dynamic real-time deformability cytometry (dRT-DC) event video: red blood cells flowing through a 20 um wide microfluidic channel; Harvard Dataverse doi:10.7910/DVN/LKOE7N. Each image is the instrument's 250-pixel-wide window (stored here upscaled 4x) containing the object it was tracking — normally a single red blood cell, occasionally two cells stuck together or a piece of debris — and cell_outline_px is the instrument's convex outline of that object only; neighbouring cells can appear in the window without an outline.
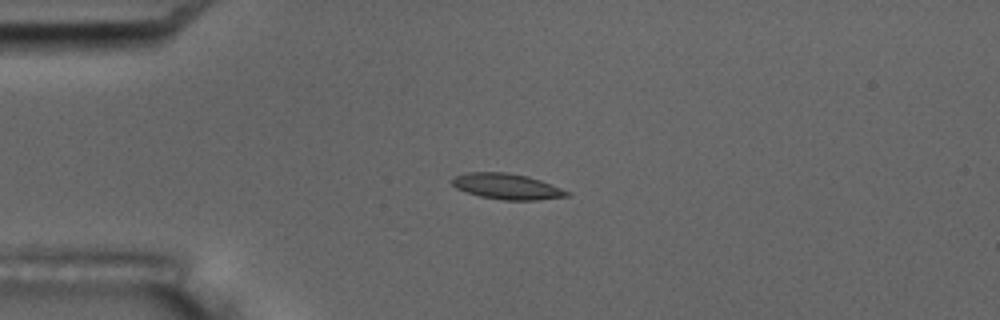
{"species": "common noctule bat (a hibernating species)", "species_latin": "Nyctalus noctula", "temperature_condition": "room temperature", "stored_images_in_passage": 6, "camera_frame_rate_fps": 3000, "um_per_image_px": 0.085, "animal": {"sex": "male", "body_mass_g": 17.5, "forearm_length_mm": 52.3}, "frame": {"image": 1, "passage_image": 5, "time_ms": 4.667, "image_size_px": [1000, 320], "cell_outline_px": [[572, 192], [568, 196], [536, 200], [504, 200], [480, 196], [456, 188], [452, 184], [452, 180], [456, 176], [468, 172], [508, 172], [528, 176], [540, 180]], "centroid_in_image_um": [43.12, 15.84], "position_along_channel_um": 41.9, "area_um2": 17.11}}